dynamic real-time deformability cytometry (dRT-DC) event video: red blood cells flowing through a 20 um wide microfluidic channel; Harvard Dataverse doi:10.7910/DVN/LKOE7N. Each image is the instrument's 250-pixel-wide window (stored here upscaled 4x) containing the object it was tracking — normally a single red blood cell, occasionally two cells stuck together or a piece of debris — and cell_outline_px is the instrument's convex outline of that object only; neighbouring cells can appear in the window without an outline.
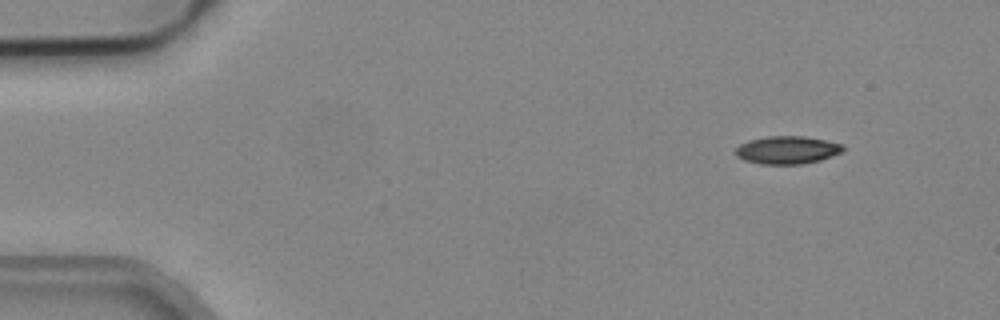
{"species": "common noctule bat (a hibernating species)", "species_latin": "Nyctalus noctula", "temperature_condition": "cold", "stored_images_in_passage": 3, "camera_frame_rate_fps": 3000, "um_per_image_px": 0.085, "animal": {"sex": "male", "body_mass_g": 19.2, "forearm_length_mm": 51.8}, "frame": {"image": 1, "passage_image": 1, "time_ms": 0.0, "image_size_px": [1000, 320], "cell_outline_px": [[844, 152], [820, 160], [804, 164], [760, 164], [744, 160], [736, 156], [736, 148], [740, 144], [748, 140], [768, 136], [804, 136], [824, 140], [840, 144], [844, 148]], "centroid_in_image_um": [66.9, 12.75], "position_along_channel_um": 18.1, "area_um2": 17.46}}